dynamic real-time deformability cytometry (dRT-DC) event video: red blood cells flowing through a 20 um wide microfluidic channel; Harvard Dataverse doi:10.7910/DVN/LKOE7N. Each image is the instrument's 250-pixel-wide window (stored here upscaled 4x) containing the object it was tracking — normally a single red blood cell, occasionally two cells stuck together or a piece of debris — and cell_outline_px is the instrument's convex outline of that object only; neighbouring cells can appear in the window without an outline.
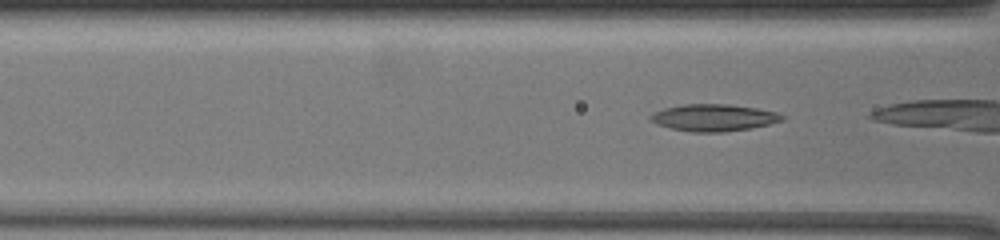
{"species": "common noctule bat (a hibernating species)", "species_latin": "Nyctalus noctula", "temperature_condition": "warm", "stored_images_in_passage": 9, "camera_frame_rate_fps": 3000, "um_per_image_px": 0.085, "animal": {"sex": "female", "body_mass_g": 19.5, "forearm_length_mm": 54.1}, "frame": {"image": 1, "passage_image": 3, "time_ms": 0.667, "image_size_px": [1000, 240], "cell_outline_px": [[784, 120], [752, 128], [724, 132], [692, 132], [672, 128], [656, 124], [648, 120], [648, 116], [652, 112], [664, 108], [684, 104], [728, 104], [756, 108], [776, 112], [784, 116]], "centroid_in_image_um": [60.62, 10.0], "position_along_channel_um": 106.0, "area_um2": 20.75}}
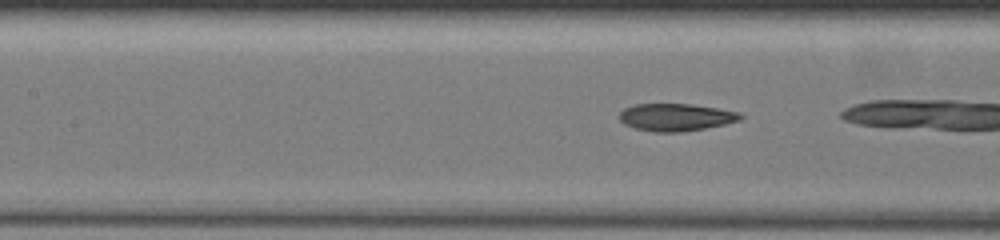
{"frame": {"image": 2, "passage_image": 7, "time_ms": 2.0, "image_size_px": [1000, 240], "cell_outline_px": [[744, 116], [740, 120], [724, 124], [704, 128], [680, 132], [652, 132], [636, 128], [624, 124], [616, 116], [624, 108], [632, 104], [692, 104], [740, 112]], "centroid_in_image_um": [57.41, 9.96], "position_along_channel_um": 150.0, "area_um2": 19.42}}